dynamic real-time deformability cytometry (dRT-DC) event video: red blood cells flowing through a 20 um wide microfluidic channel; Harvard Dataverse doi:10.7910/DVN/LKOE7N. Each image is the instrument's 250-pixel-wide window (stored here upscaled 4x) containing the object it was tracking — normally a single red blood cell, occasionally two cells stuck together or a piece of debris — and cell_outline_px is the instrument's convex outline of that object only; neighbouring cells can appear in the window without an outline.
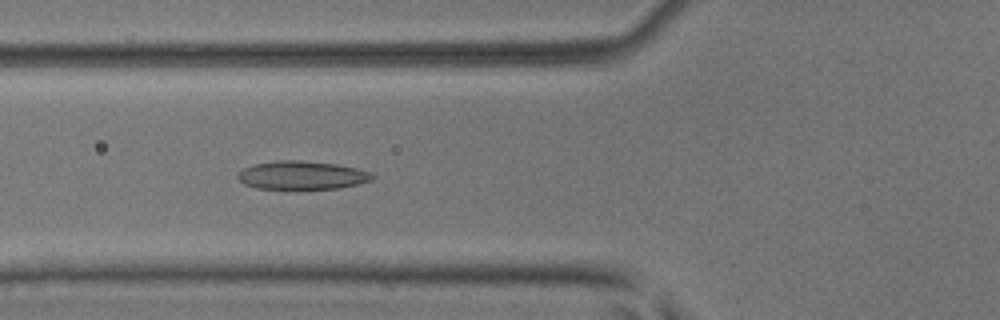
{"species": "common noctule bat (a hibernating species)", "species_latin": "Nyctalus noctula", "temperature_condition": "room temperature", "stored_images_in_passage": 53, "camera_frame_rate_fps": 3000, "um_per_image_px": 0.085, "animal": {"sex": "male", "body_mass_g": 17.9, "forearm_length_mm": 54.2}, "frame": {"image": 1, "passage_image": 20, "time_ms": 6.333, "image_size_px": [1000, 320], "cell_outline_px": [[376, 176], [372, 180], [340, 188], [256, 188], [244, 184], [236, 176], [244, 168], [256, 164], [280, 160], [300, 160], [336, 164], [356, 168], [368, 172]], "centroid_in_image_um": [25.67, 14.89], "position_along_channel_um": 100.1, "area_um2": 21.85}}
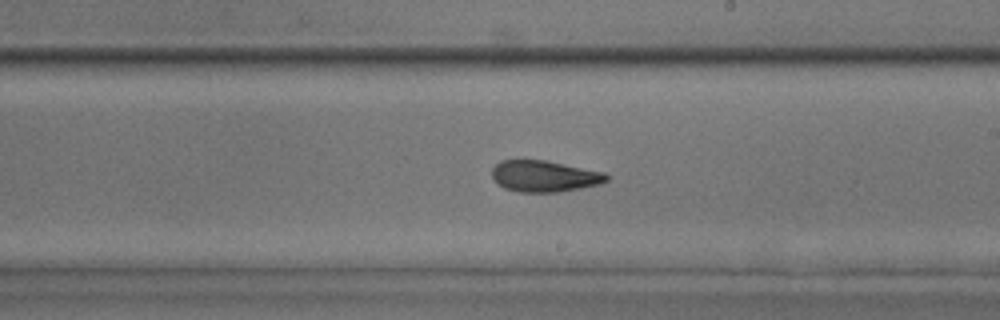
{"frame": {"image": 2, "passage_image": 31, "time_ms": 10.0, "image_size_px": [1000, 320], "cell_outline_px": [[608, 180], [600, 184], [580, 188], [556, 192], [520, 192], [504, 188], [496, 184], [492, 180], [492, 168], [500, 160], [548, 160], [604, 172], [608, 176]], "centroid_in_image_um": [46.24, 14.97], "position_along_channel_um": 242.8, "area_um2": 21.1}}
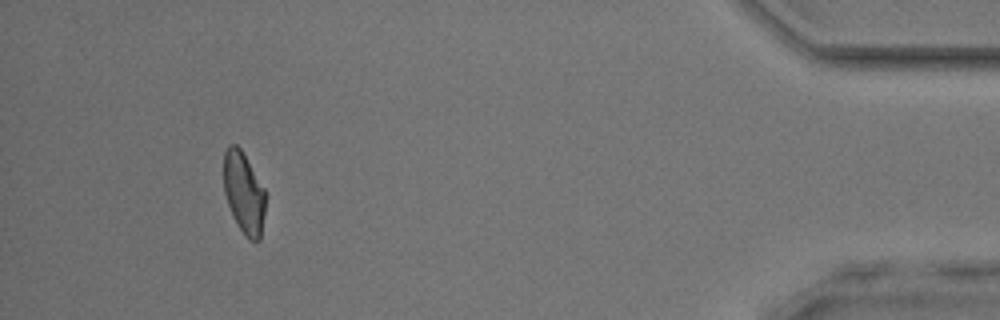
{"frame": {"image": 3, "passage_image": 49, "time_ms": 16.0, "image_size_px": [1000, 320], "cell_outline_px": [[264, 212], [260, 240], [248, 240], [244, 236], [232, 216], [224, 192], [224, 152], [228, 144], [236, 144], [240, 148], [264, 188]], "centroid_in_image_um": [20.7, 16.4], "position_along_channel_um": 414.5, "area_um2": 19.65}, "authors_computed_cell_mechanics": {"area_um2": 21.5016, "velocity_mm_per_s": 3.9058, "shape_relaxation_time_tau1_ms": 6.0336, "shape_relaxation_time_tau2_ms": 2.317, "deformation_change_tau1": 0.1669, "deformation_change_tau2": 0.0764}}